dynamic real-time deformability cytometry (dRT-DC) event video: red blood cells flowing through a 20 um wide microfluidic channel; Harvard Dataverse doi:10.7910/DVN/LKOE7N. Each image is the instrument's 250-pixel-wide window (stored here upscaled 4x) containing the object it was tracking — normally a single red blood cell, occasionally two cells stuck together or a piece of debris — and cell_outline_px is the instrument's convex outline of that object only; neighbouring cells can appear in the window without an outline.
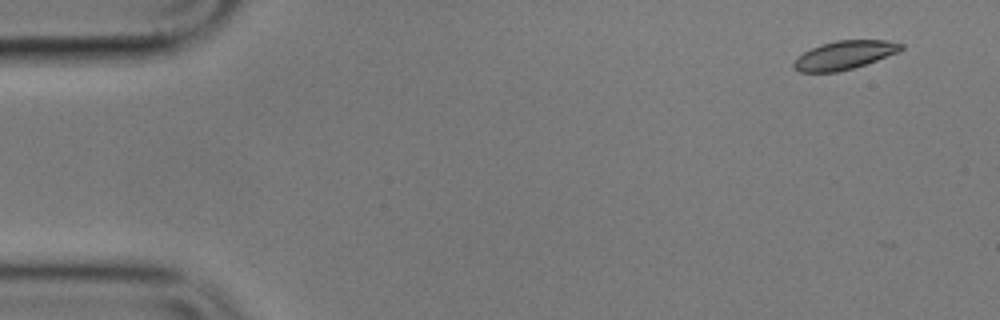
{"species": "common noctule bat (a hibernating species)", "species_latin": "Nyctalus noctula", "temperature_condition": "cold", "stored_images_in_passage": 6, "camera_frame_rate_fps": 3000, "um_per_image_px": 0.085, "animal": {"sex": "male", "body_mass_g": 17.9}, "frame": {"image": 1, "passage_image": 1, "time_ms": 0.0, "image_size_px": [1000, 320], "cell_outline_px": [[904, 48], [900, 52], [852, 68], [836, 72], [800, 72], [792, 68], [792, 64], [804, 52], [820, 44], [836, 40], [884, 40], [904, 44]], "centroid_in_image_um": [71.78, 4.68], "position_along_channel_um": 13.2, "area_um2": 17.74}}
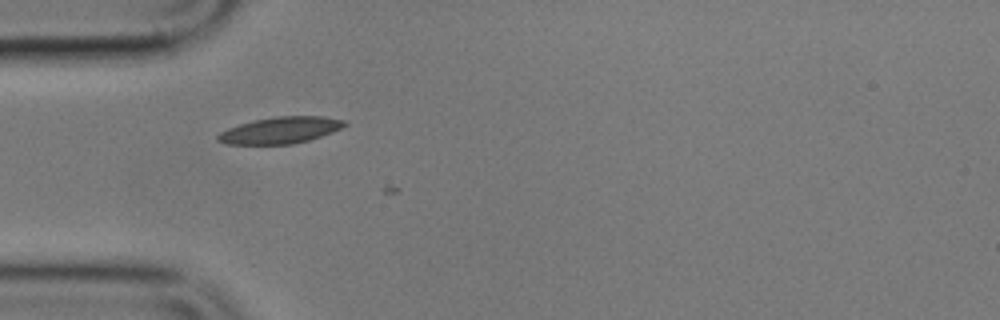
{"frame": {"image": 2, "passage_image": 5, "time_ms": 4.667, "image_size_px": [1000, 320], "cell_outline_px": [[348, 124], [332, 132], [308, 140], [292, 144], [224, 144], [216, 140], [216, 136], [220, 132], [228, 128], [240, 124], [256, 120], [276, 116], [324, 116], [344, 120]], "centroid_in_image_um": [23.81, 11.07], "position_along_channel_um": 61.2, "area_um2": 19.48}}
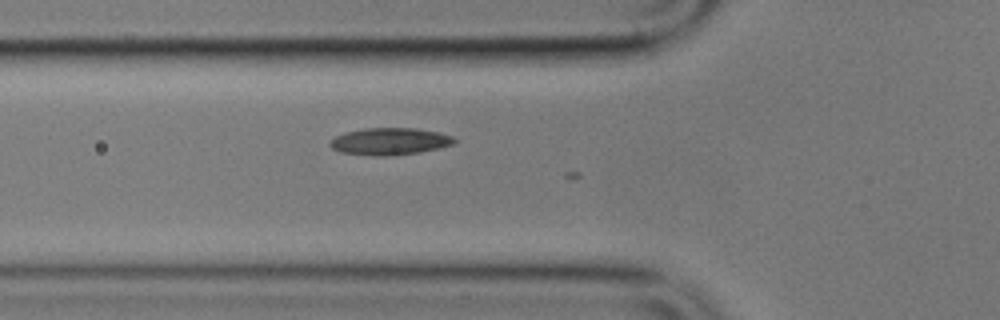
{"frame": {"image": 3, "passage_image": 6, "time_ms": 5.667, "image_size_px": [1000, 320], "cell_outline_px": [[456, 140], [452, 144], [440, 148], [420, 152], [388, 156], [376, 156], [340, 152], [332, 148], [328, 144], [336, 136], [344, 132], [364, 128], [416, 128], [440, 132], [452, 136]], "centroid_in_image_um": [33.13, 12.01], "position_along_channel_um": 92.7, "area_um2": 19.65}}